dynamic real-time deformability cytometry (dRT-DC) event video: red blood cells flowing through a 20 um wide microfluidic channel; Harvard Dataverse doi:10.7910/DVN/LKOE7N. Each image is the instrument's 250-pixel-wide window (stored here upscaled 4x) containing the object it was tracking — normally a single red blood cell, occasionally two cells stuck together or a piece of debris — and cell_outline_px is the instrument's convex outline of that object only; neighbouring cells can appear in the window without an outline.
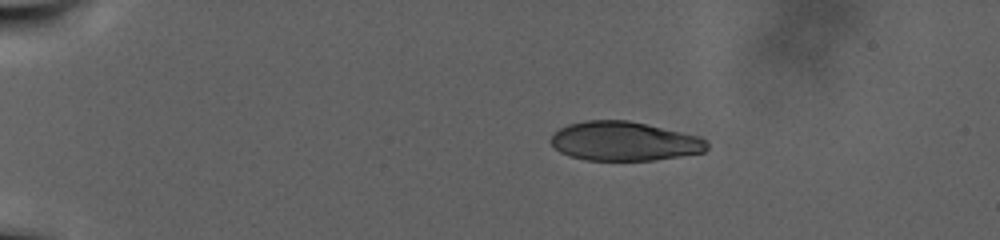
{"species": "human", "species_latin": "Homo sapiens", "temperature_condition": "warm", "stored_images_in_passage": 90, "camera_frame_rate_fps": 3000, "um_per_image_px": 0.085, "donor": {"sex": "male"}, "frame": {"image": 1, "passage_image": 1, "time_ms": 0.0, "image_size_px": [1000, 240], "cell_outline_px": [[708, 148], [704, 152], [680, 156], [652, 160], [588, 160], [568, 156], [560, 152], [548, 140], [552, 132], [568, 124], [584, 120], [628, 120], [700, 136], [708, 140]], "centroid_in_image_um": [53.04, 12.0], "position_along_channel_um": 32.0, "area_um2": 35.84}}
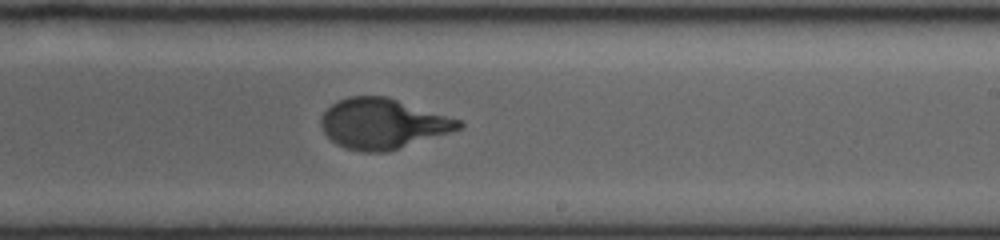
{"frame": {"image": 2, "passage_image": 50, "time_ms": 16.333, "image_size_px": [1000, 240], "cell_outline_px": [[464, 124], [460, 128], [388, 152], [360, 152], [336, 144], [324, 132], [320, 124], [320, 116], [332, 104], [348, 96], [388, 96], [460, 120]], "centroid_in_image_um": [32.49, 10.5], "position_along_channel_um": 256.5, "area_um2": 40.0}}
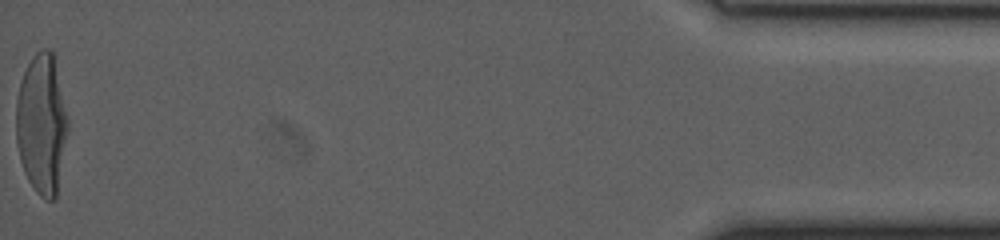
{"frame": {"image": 3, "passage_image": 90, "time_ms": 29.667, "image_size_px": [1000, 240], "cell_outline_px": [[68, 128], [56, 200], [44, 200], [36, 192], [28, 180], [24, 172], [20, 160], [16, 140], [16, 100], [20, 80], [32, 56], [40, 48], [48, 48], [52, 52], [68, 120]], "centroid_in_image_um": [3.52, 10.58], "position_along_channel_um": 431.7, "area_um2": 42.19}}